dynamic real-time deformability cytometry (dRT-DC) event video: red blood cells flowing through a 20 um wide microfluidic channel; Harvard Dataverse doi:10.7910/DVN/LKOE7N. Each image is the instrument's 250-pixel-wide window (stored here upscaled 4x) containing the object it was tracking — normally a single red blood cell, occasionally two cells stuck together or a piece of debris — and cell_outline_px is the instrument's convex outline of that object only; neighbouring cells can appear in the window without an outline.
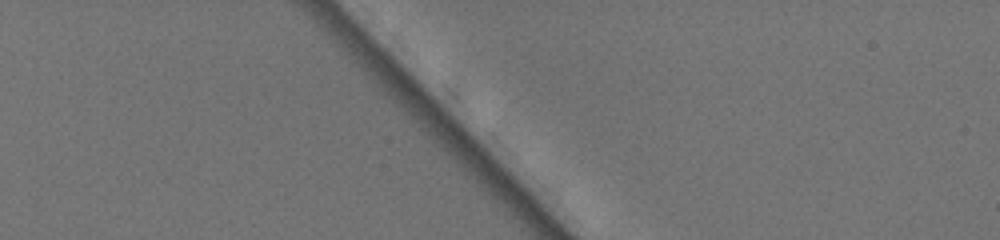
{"species": "common noctule bat (a hibernating species)", "species_latin": "Nyctalus noctula", "temperature_condition": "warm", "stored_images_in_passage": 3, "camera_frame_rate_fps": 3000, "um_per_image_px": 0.085, "animal": {"sex": "female", "body_mass_g": 19.5, "forearm_length_mm": 54.1}, "frame": {"image": 1, "passage_image": 2, "time_ms": 0.333, "image_size_px": [1000, 240], "cell_outline_px": [[592, 108], [584, 120], [524, 52], [524, 48], [532, 32], [588, 80]], "centroid_in_image_um": [47.65, 6.38], "position_along_channel_um": 37.3, "area_um2": 16.18}}